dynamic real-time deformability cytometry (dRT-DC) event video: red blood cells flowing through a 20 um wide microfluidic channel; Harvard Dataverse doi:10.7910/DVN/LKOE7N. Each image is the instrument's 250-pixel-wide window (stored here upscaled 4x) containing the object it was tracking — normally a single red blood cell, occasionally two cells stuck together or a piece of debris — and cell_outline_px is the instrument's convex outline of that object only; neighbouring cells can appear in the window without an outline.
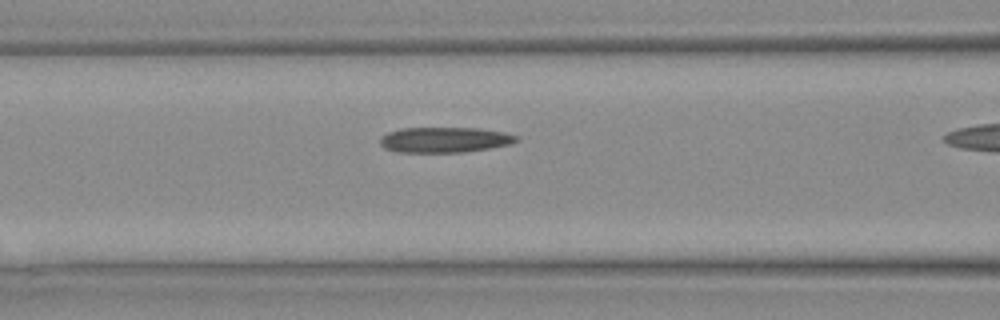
{"species": "Egyptian fruit bat (a non-hibernating species)", "species_latin": "Rousettus aegyptiacus", "temperature_condition": "warm", "stored_images_in_passage": 12, "camera_frame_rate_fps": 3000, "um_per_image_px": 0.085, "animal": {"sex": "female"}, "frame": {"image": 1, "passage_image": 9, "time_ms": 2.667, "image_size_px": [1000, 320], "cell_outline_px": [[520, 140], [512, 144], [464, 152], [396, 152], [384, 148], [380, 144], [380, 136], [388, 132], [400, 128], [476, 128], [500, 132], [516, 136]], "centroid_in_image_um": [37.74, 11.89], "position_along_channel_um": 128.9, "area_um2": 20.11}}